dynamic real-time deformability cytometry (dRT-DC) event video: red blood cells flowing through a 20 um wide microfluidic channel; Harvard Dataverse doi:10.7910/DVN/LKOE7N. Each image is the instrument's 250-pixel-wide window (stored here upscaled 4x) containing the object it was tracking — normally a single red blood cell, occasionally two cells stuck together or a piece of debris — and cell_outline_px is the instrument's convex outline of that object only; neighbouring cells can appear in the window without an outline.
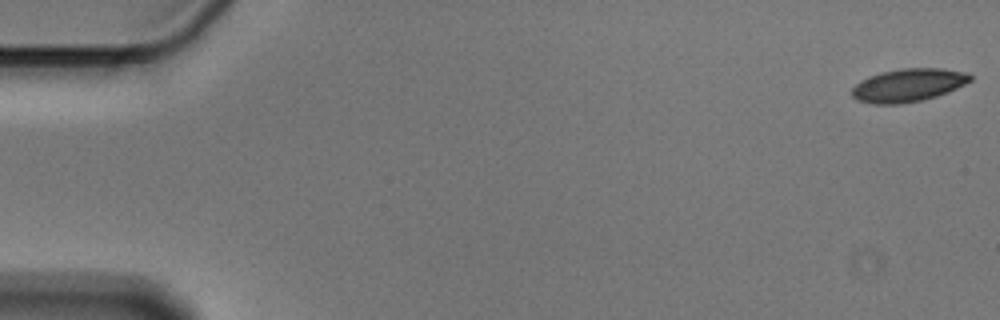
{"species": "Egyptian fruit bat (a non-hibernating species)", "species_latin": "Rousettus aegyptiacus", "temperature_condition": "cold", "stored_images_in_passage": 56, "camera_frame_rate_fps": 3000, "um_per_image_px": 0.085, "animal": {"sex": "male"}, "frame": {"image": 1, "passage_image": 1, "time_ms": 0.0, "image_size_px": [1000, 320], "cell_outline_px": [[972, 80], [948, 92], [936, 96], [920, 100], [900, 104], [872, 104], [856, 100], [852, 96], [852, 88], [860, 80], [868, 76], [880, 72], [900, 68], [944, 68], [968, 72], [972, 76]], "centroid_in_image_um": [77.19, 7.23], "position_along_channel_um": 7.8, "area_um2": 23.0}}
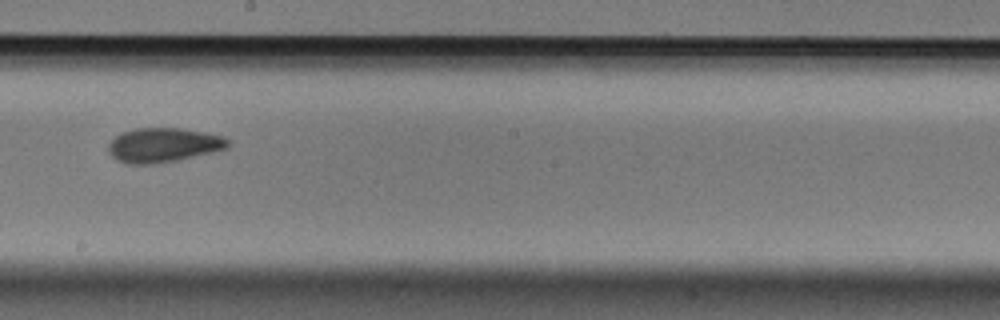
{"frame": {"image": 2, "passage_image": 32, "time_ms": 10.333, "image_size_px": [1000, 320], "cell_outline_px": [[232, 144], [228, 148], [180, 160], [152, 164], [124, 164], [116, 160], [108, 152], [108, 144], [120, 132], [136, 128], [180, 128], [204, 132], [224, 136]], "centroid_in_image_um": [13.88, 12.34], "position_along_channel_um": 234.3, "area_um2": 24.28}}
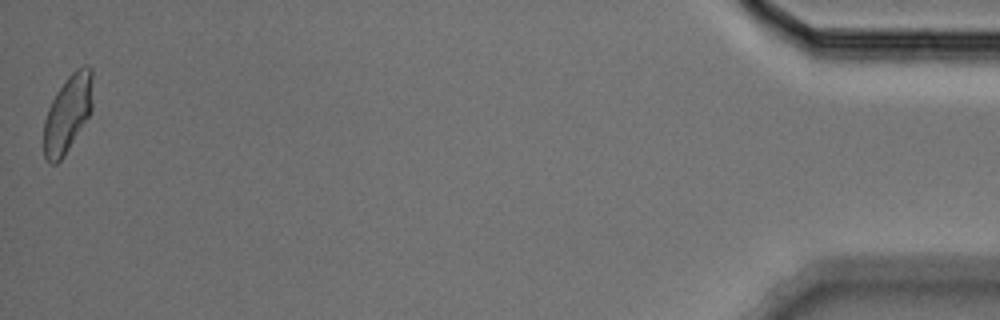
{"frame": {"image": 3, "passage_image": 56, "time_ms": 18.333, "image_size_px": [1000, 320], "cell_outline_px": [[92, 112], [64, 156], [56, 164], [48, 164], [44, 160], [44, 120], [48, 108], [56, 92], [64, 80], [76, 68], [84, 64], [88, 64], [92, 68]], "centroid_in_image_um": [5.76, 9.65], "position_along_channel_um": 429.4, "area_um2": 22.48}, "authors_computed_cell_mechanics": {"area_um2": 23.12, "velocity_mm_per_s": 3.5766, "shape_relaxation_time_tau1_ms": 5.9988, "shape_relaxation_time_tau2_ms": 2.518, "deformation_change_tau1": 0.1294, "deformation_change_tau2": 0.0726}}